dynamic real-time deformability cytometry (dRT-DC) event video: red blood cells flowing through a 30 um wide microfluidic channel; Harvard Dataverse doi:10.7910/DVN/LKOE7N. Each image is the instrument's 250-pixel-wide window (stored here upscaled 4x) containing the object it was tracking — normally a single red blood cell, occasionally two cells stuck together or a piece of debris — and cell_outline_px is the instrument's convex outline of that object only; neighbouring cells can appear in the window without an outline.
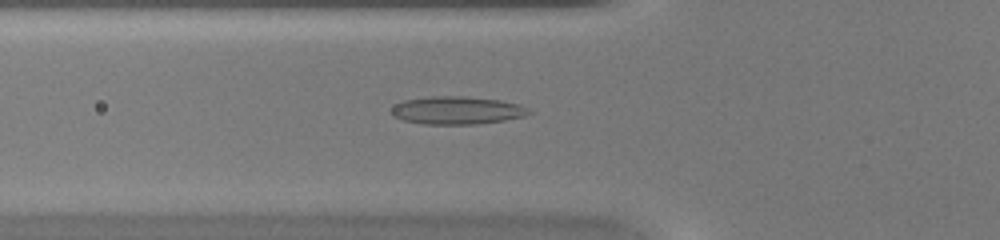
{"species": "common noctule bat (a hibernating species)", "species_latin": "Nyctalus noctula", "temperature_condition": "warm", "stored_images_in_passage": 48, "camera_frame_rate_fps": 3000, "um_per_image_px": 0.085, "animal": {"sex": "female", "body_mass_g": 20.0, "forearm_length_mm": 54.0}, "frame": {"image": 1, "passage_image": 18, "time_ms": 5.667, "image_size_px": [1000, 240], "cell_outline_px": [[532, 112], [524, 116], [504, 120], [476, 124], [424, 124], [404, 120], [392, 116], [392, 108], [396, 104], [404, 100], [432, 96], [464, 96], [500, 100], [520, 104], [528, 108]], "centroid_in_image_um": [38.86, 9.37], "position_along_channel_um": 86.9, "area_um2": 22.25}}
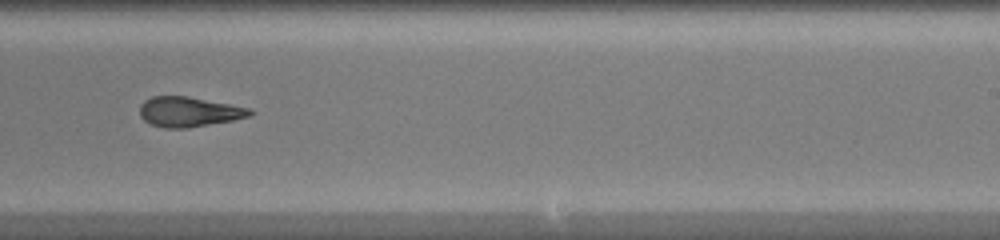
{"frame": {"image": 2, "passage_image": 31, "time_ms": 10.0, "image_size_px": [1000, 240], "cell_outline_px": [[256, 112], [252, 116], [232, 120], [188, 128], [164, 128], [152, 124], [144, 120], [140, 116], [140, 104], [144, 100], [152, 96], [188, 96], [248, 108]], "centroid_in_image_um": [16.05, 9.5], "position_along_channel_um": 273.0, "area_um2": 19.19}}
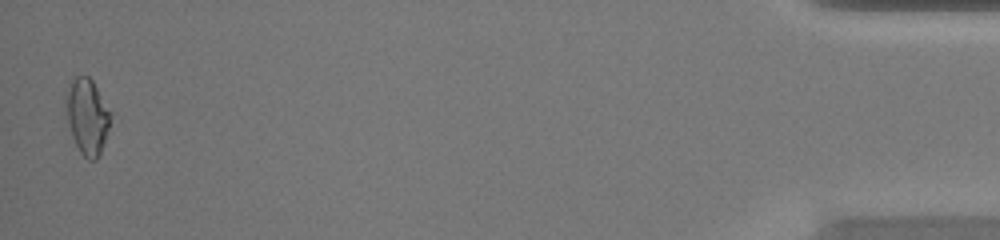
{"frame": {"image": 3, "passage_image": 48, "time_ms": 15.667, "image_size_px": [1000, 240], "cell_outline_px": [[112, 116], [100, 152], [96, 160], [88, 160], [80, 152], [72, 136], [68, 124], [64, 108], [64, 96], [72, 80], [76, 76], [88, 76], [92, 80], [112, 112]], "centroid_in_image_um": [7.39, 9.87], "position_along_channel_um": 427.8, "area_um2": 19.77}, "authors_computed_cell_mechanics": {"area_um2": 20.23, "velocity_mm_per_s": 4.282, "shape_relaxation_time_tau1_ms": null, "shape_relaxation_time_tau2_ms": 2.3181, "deformation_change_tau1": null, "deformation_change_tau2": 0.1101}}